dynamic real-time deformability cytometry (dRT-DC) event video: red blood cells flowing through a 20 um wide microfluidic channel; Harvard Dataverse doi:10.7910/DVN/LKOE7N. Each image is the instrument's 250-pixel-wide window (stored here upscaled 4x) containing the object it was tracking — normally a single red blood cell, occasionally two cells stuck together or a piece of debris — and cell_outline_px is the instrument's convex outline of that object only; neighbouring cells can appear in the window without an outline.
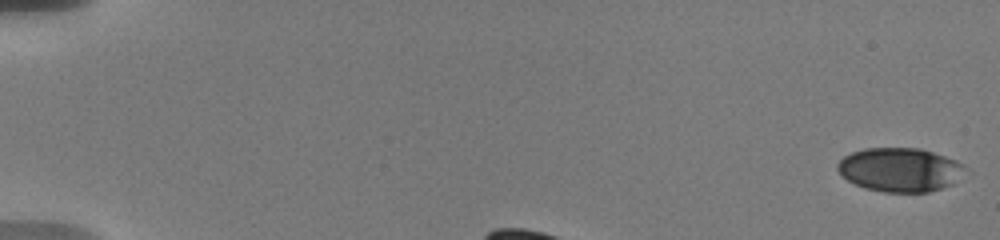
{"species": "human", "species_latin": "Homo sapiens", "temperature_condition": "warm", "stored_images_in_passage": 21, "camera_frame_rate_fps": 3000, "um_per_image_px": 0.085, "donor": {"sex": "male"}, "frame": {"image": 1, "passage_image": 1, "time_ms": 0.0, "image_size_px": [1000, 240], "cell_outline_px": [[972, 172], [952, 184], [928, 192], [884, 192], [864, 188], [848, 180], [836, 168], [836, 164], [844, 156], [852, 152], [864, 148], [920, 148], [956, 160], [964, 164]], "centroid_in_image_um": [76.57, 14.42], "position_along_channel_um": 8.4, "area_um2": 33.0}}
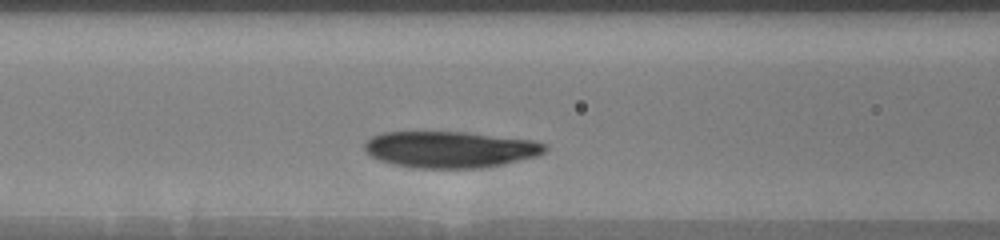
{"frame": {"image": 2, "passage_image": 11, "time_ms": 4.333, "image_size_px": [1000, 240], "cell_outline_px": [[548, 148], [544, 152], [536, 156], [504, 164], [480, 168], [416, 168], [392, 164], [380, 160], [372, 156], [364, 148], [364, 144], [372, 136], [380, 132], [468, 132], [532, 140], [544, 144]], "centroid_in_image_um": [38.26, 12.7], "position_along_channel_um": 128.3, "area_um2": 38.26}}
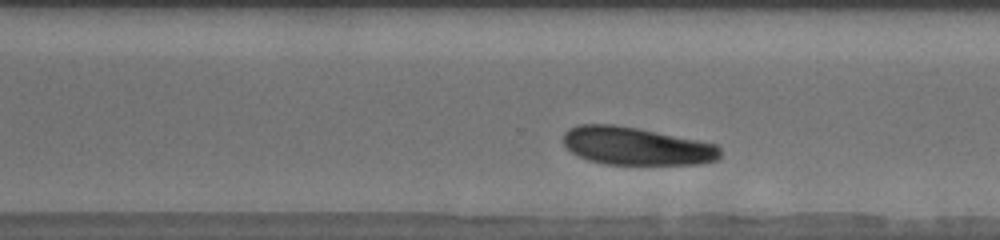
{"frame": {"image": 3, "passage_image": 21, "time_ms": 9.667, "image_size_px": [1000, 240], "cell_outline_px": [[720, 156], [716, 160], [700, 164], [604, 164], [588, 160], [572, 152], [564, 144], [564, 132], [568, 128], [580, 124], [612, 124], [636, 128], [700, 140], [716, 144], [720, 148]], "centroid_in_image_um": [54.09, 12.41], "position_along_channel_um": 316.5, "area_um2": 34.56}}